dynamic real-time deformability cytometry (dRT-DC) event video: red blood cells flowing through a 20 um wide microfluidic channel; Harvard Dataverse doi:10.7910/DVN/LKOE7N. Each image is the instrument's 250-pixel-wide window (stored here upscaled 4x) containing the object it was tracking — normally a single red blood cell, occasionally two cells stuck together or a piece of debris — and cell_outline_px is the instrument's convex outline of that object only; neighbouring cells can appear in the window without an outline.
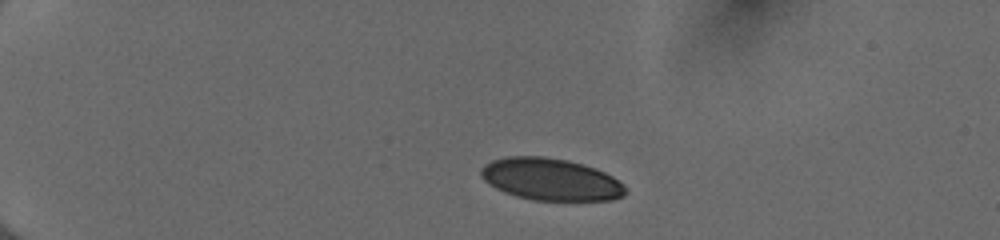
{"species": "human", "species_latin": "Homo sapiens", "temperature_condition": "cold", "stored_images_in_passage": 41, "camera_frame_rate_fps": 3000, "um_per_image_px": 0.085, "donor": {"sex": "female"}, "frame": {"image": 1, "passage_image": 1, "time_ms": 0.0, "image_size_px": [1000, 240], "cell_outline_px": [[628, 192], [624, 196], [608, 200], [532, 200], [516, 196], [504, 192], [496, 188], [484, 180], [480, 176], [480, 168], [484, 164], [492, 160], [508, 156], [544, 156], [568, 160], [584, 164], [596, 168], [612, 176], [624, 184]], "centroid_in_image_um": [46.81, 15.24], "position_along_channel_um": 38.2, "area_um2": 35.66}}
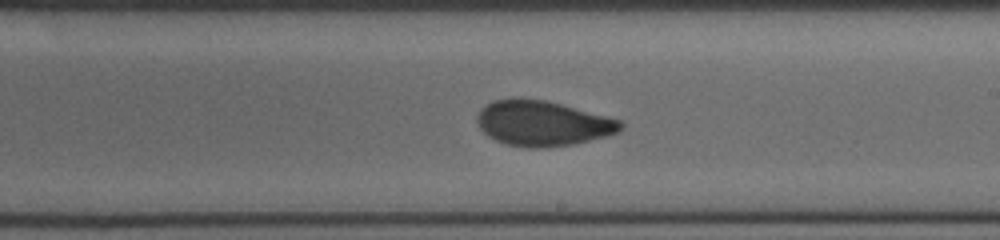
{"frame": {"image": 2, "passage_image": 22, "time_ms": 7.0, "image_size_px": [1000, 240], "cell_outline_px": [[624, 128], [620, 132], [608, 136], [572, 144], [544, 148], [528, 148], [508, 144], [496, 140], [488, 136], [480, 128], [476, 120], [476, 116], [480, 108], [492, 100], [544, 100], [608, 116], [620, 120], [624, 124]], "centroid_in_image_um": [46.15, 10.5], "position_along_channel_um": 242.8, "area_um2": 37.51}}
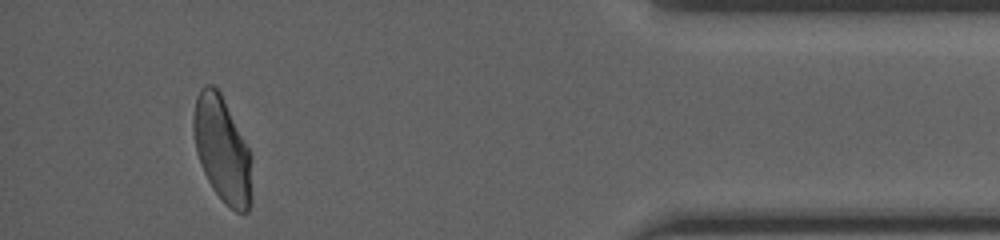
{"frame": {"image": 3, "passage_image": 38, "time_ms": 12.333, "image_size_px": [1000, 240], "cell_outline_px": [[252, 200], [248, 212], [236, 212], [212, 188], [204, 172], [196, 148], [192, 124], [192, 116], [196, 96], [200, 88], [204, 84], [212, 84], [220, 92], [248, 148]], "centroid_in_image_um": [18.85, 12.67], "position_along_channel_um": 416.3, "area_um2": 35.14}, "authors_computed_cell_mechanics": {"area_um2": 37.1654, "velocity_mm_per_s": 4.0246, "shape_relaxation_time_tau1_ms": null, "shape_relaxation_time_tau2_ms": 0.7789, "deformation_change_tau1": null, "deformation_change_tau2": 0.05}}